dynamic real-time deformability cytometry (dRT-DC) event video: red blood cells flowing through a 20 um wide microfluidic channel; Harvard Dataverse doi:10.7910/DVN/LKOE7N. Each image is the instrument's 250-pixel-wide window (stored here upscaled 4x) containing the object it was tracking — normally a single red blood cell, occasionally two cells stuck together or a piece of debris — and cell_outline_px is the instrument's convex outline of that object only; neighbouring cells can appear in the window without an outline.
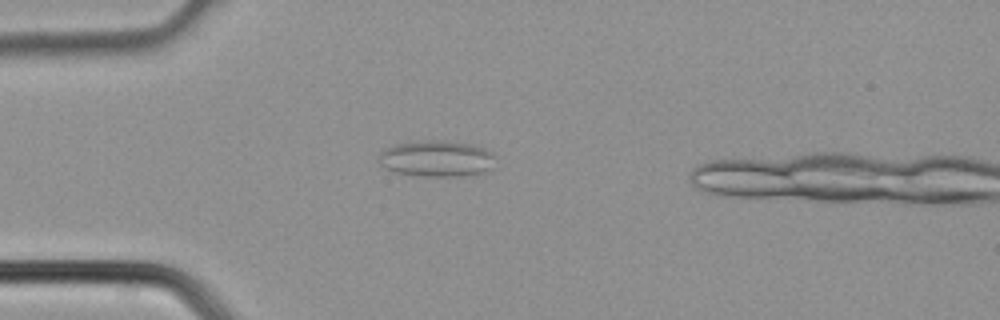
{"species": "common noctule bat (a hibernating species)", "species_latin": "Nyctalus noctula", "temperature_condition": "cold", "stored_images_in_passage": 4, "camera_frame_rate_fps": 3000, "um_per_image_px": 0.085, "animal": {"sex": "male", "body_mass_g": 21.5, "forearm_length_mm": 52.0}, "frame": {"image": 1, "passage_image": 3, "time_ms": 0.667, "image_size_px": [1000, 320], "cell_outline_px": [[496, 156], [492, 168], [484, 172], [460, 176], [428, 176], [396, 172], [380, 164], [380, 152], [384, 148], [396, 144], [412, 140], [444, 140], [472, 144], [484, 148], [492, 152]], "centroid_in_image_um": [37.15, 13.45], "position_along_channel_um": 47.9, "area_um2": 24.74}}